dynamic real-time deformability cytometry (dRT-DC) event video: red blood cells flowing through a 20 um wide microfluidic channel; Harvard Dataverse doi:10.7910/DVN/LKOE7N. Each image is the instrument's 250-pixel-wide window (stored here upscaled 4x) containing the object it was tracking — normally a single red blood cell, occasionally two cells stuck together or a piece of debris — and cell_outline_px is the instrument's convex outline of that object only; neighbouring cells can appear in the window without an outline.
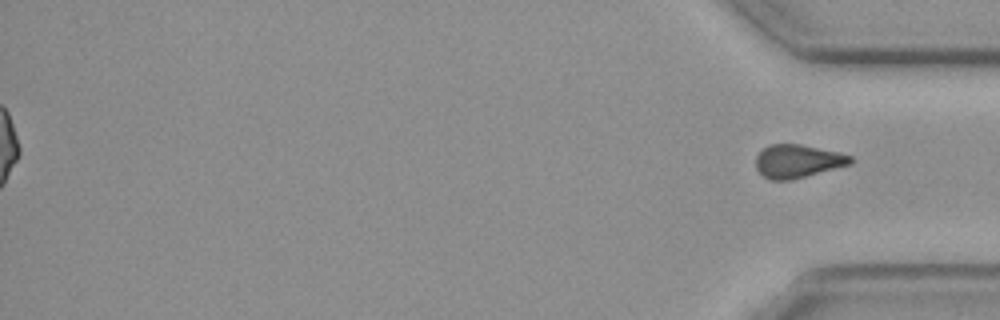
{"species": "common noctule bat (a hibernating species)", "species_latin": "Nyctalus noctula", "temperature_condition": "cold", "stored_images_in_passage": 48, "segment_of_instrument_passage": [2, 2], "camera_frame_rate_fps": 3000, "um_per_image_px": 0.085, "animal": {"sex": "female", "body_mass_g": 19.3, "forearm_length_mm": 54.1}, "frame": {"image": 1, "passage_image": 48, "time_ms": 15.667, "image_size_px": [1000, 320], "cell_outline_px": [[852, 164], [792, 180], [768, 180], [756, 168], [756, 156], [768, 144], [800, 144], [836, 152], [852, 156]], "centroid_in_image_um": [67.79, 13.71], "position_along_channel_um": 367.4, "area_um2": 18.26}}